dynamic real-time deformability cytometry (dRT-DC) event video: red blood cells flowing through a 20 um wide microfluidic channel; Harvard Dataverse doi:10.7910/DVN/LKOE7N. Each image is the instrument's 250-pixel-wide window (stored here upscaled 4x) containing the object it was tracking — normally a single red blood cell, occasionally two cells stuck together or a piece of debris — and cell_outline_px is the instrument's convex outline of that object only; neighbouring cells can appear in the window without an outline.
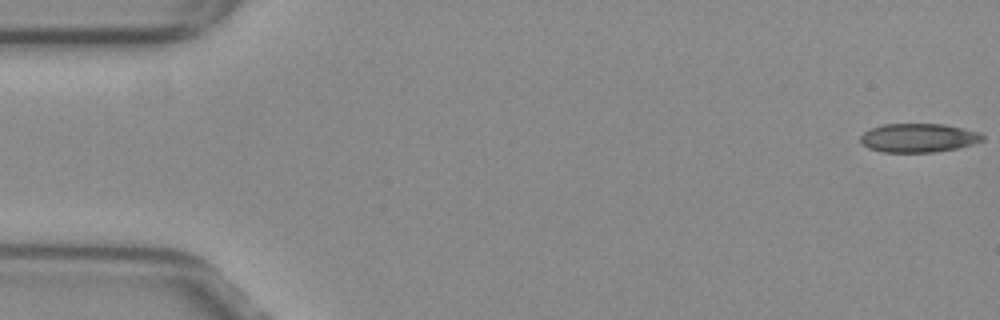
{"species": "common noctule bat (a hibernating species)", "species_latin": "Nyctalus noctula", "temperature_condition": "warm", "stored_images_in_passage": 53, "camera_frame_rate_fps": 3000, "um_per_image_px": 0.085, "animal": {"sex": "female", "body_mass_g": 29.2, "forearm_length_mm": 56.3}, "frame": {"image": 1, "passage_image": 1, "time_ms": 0.0, "image_size_px": [1000, 320], "cell_outline_px": [[984, 140], [972, 144], [956, 148], [932, 152], [884, 152], [868, 148], [860, 140], [860, 136], [864, 132], [872, 128], [884, 124], [944, 124], [964, 128], [980, 132], [984, 136]], "centroid_in_image_um": [78.09, 11.71], "position_along_channel_um": 6.9, "area_um2": 20.4}}
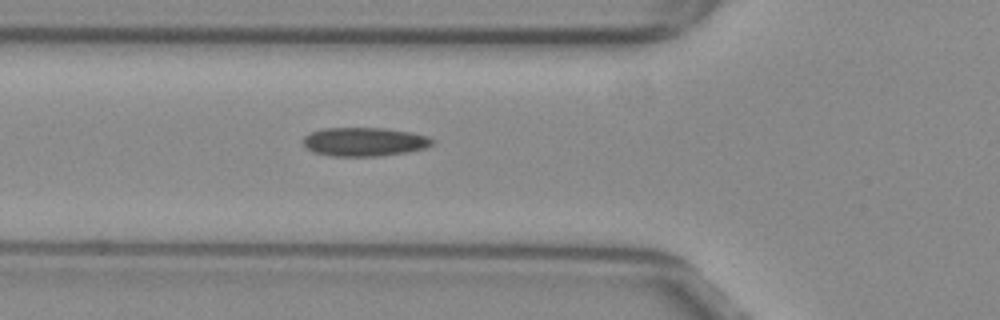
{"frame": {"image": 2, "passage_image": 19, "time_ms": 6.0, "image_size_px": [1000, 320], "cell_outline_px": [[432, 144], [424, 148], [404, 152], [380, 156], [332, 156], [312, 152], [304, 144], [304, 136], [312, 132], [324, 128], [384, 128], [408, 132], [428, 136], [432, 140]], "centroid_in_image_um": [30.94, 12.05], "position_along_channel_um": 94.9, "area_um2": 21.33}}
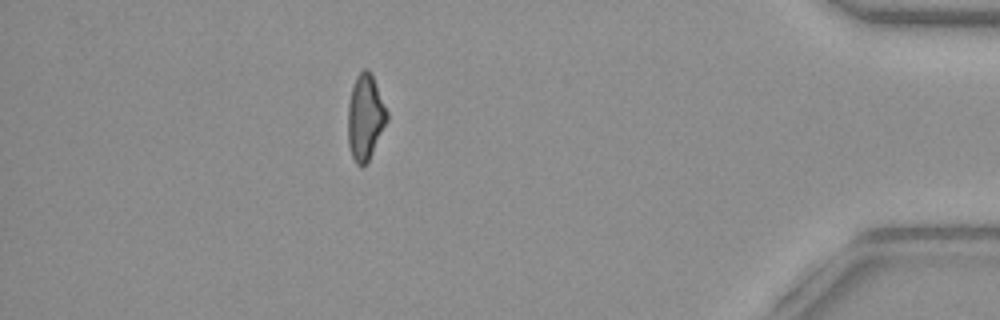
{"frame": {"image": 3, "passage_image": 47, "time_ms": 15.333, "image_size_px": [1000, 320], "cell_outline_px": [[388, 120], [368, 160], [360, 168], [356, 164], [352, 156], [348, 144], [348, 104], [352, 88], [356, 76], [364, 68], [368, 68], [372, 76], [388, 112]], "centroid_in_image_um": [31.04, 9.97], "position_along_channel_um": 404.2, "area_um2": 19.25}, "authors_computed_cell_mechanics": {"area_um2": 20.8658, "velocity_mm_per_s": 3.875, "shape_relaxation_time_tau1_ms": null, "shape_relaxation_time_tau2_ms": 3.4158, "deformation_change_tau1": null, "deformation_change_tau2": 0.1137}}